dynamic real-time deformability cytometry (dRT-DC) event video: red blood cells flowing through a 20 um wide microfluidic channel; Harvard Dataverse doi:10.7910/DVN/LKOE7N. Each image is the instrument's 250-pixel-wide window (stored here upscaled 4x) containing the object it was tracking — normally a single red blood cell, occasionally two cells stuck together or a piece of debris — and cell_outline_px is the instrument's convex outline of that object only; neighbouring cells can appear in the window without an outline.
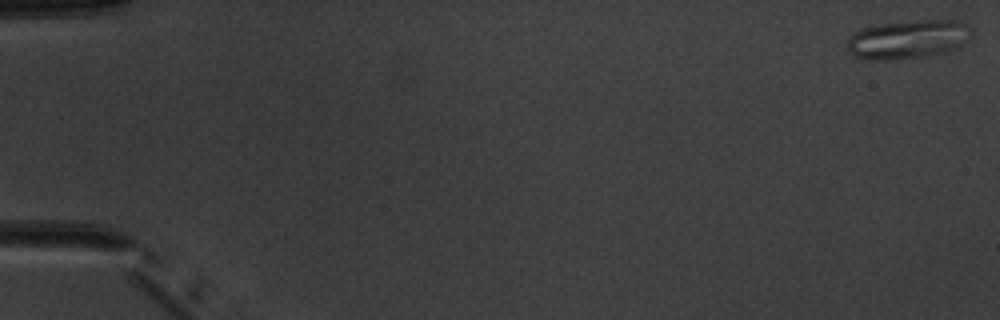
{"species": "common noctule bat (a hibernating species)", "species_latin": "Nyctalus noctula", "temperature_condition": "warm", "stored_images_in_passage": 5, "camera_frame_rate_fps": 3000, "um_per_image_px": 0.085, "animal": {"sex": "male", "body_mass_g": 20.1, "forearm_length_mm": 53.5}, "frame": {"image": 1, "passage_image": 1, "time_ms": 0.0, "image_size_px": [1000, 320], "cell_outline_px": [[972, 36], [960, 48], [924, 56], [888, 60], [868, 60], [856, 56], [848, 52], [844, 44], [848, 36], [864, 28], [880, 24], [928, 20], [960, 20], [968, 24], [972, 28]], "centroid_in_image_um": [77.19, 3.35], "position_along_channel_um": 7.8, "area_um2": 28.32}}